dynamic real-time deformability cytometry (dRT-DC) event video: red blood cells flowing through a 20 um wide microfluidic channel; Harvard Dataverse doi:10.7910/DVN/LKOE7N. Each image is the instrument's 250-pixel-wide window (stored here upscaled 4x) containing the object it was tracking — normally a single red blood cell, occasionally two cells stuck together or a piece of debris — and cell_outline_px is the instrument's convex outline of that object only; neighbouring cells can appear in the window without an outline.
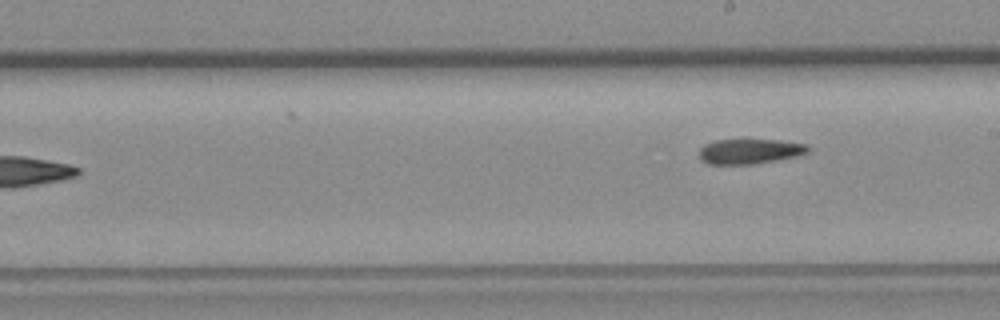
{"species": "common noctule bat (a hibernating species)", "species_latin": "Nyctalus noctula", "temperature_condition": "room temperature", "stored_images_in_passage": 7, "camera_frame_rate_fps": 3000, "um_per_image_px": 0.085, "animal": {"sex": "female", "body_mass_g": 19.3, "forearm_length_mm": 54.1}, "frame": {"image": 1, "passage_image": 7, "time_ms": 7.0, "image_size_px": [1000, 320], "cell_outline_px": [[808, 152], [796, 156], [752, 164], [708, 164], [700, 160], [700, 148], [704, 144], [716, 140], [780, 140], [804, 144], [808, 148]], "centroid_in_image_um": [63.67, 12.86], "position_along_channel_um": 225.3, "area_um2": 15.61}}